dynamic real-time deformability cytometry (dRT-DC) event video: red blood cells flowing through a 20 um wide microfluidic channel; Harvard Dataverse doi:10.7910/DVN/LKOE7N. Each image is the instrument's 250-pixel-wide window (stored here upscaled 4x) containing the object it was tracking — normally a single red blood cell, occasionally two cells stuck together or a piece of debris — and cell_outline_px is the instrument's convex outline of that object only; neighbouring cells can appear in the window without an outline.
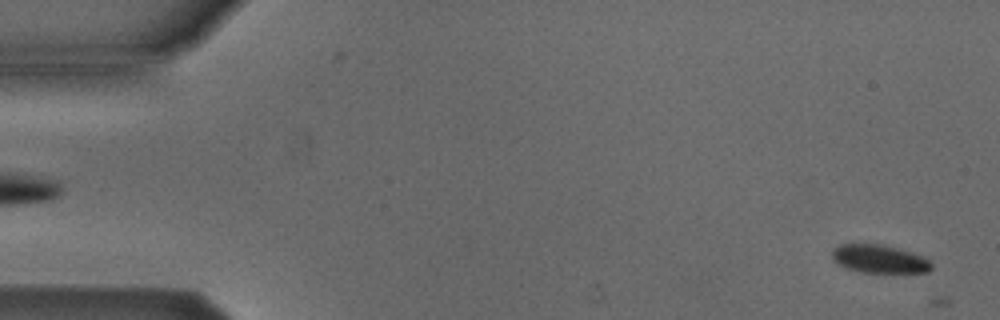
{"species": "Egyptian fruit bat (a non-hibernating species)", "species_latin": "Rousettus aegyptiacus", "temperature_condition": "cold", "stored_images_in_passage": 3, "camera_frame_rate_fps": 3000, "um_per_image_px": 0.085, "animal": {"sex": "male"}, "frame": {"image": 1, "passage_image": 2, "time_ms": 0.333, "image_size_px": [1000, 320], "cell_outline_px": [[932, 268], [928, 272], [860, 272], [844, 268], [836, 264], [832, 260], [832, 252], [840, 244], [880, 244], [912, 252], [928, 260], [932, 264]], "centroid_in_image_um": [74.7, 22.02], "position_along_channel_um": 10.3, "area_um2": 16.24}}